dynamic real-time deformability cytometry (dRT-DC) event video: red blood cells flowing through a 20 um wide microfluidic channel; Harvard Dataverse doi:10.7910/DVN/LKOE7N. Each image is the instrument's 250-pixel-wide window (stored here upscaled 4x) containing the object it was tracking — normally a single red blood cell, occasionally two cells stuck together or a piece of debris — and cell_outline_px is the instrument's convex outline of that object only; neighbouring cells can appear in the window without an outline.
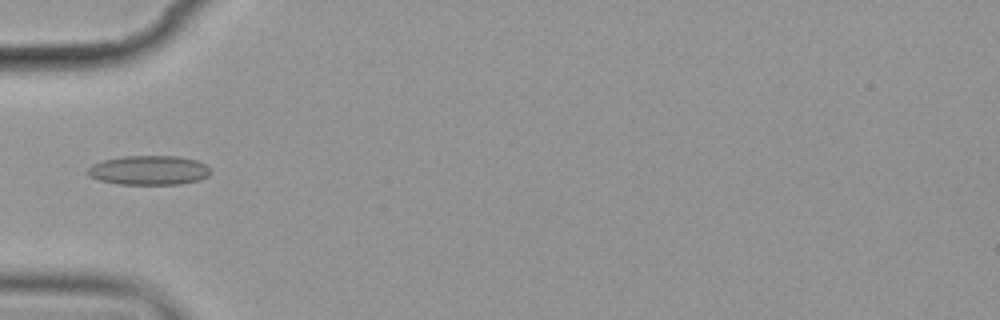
{"species": "common noctule bat (a hibernating species)", "species_latin": "Nyctalus noctula", "temperature_condition": "cold", "stored_images_in_passage": 8, "camera_frame_rate_fps": 3000, "um_per_image_px": 0.085, "animal": {"sex": "female", "body_mass_g": 19.9}, "frame": {"image": 1, "passage_image": 6, "time_ms": 6.667, "image_size_px": [1000, 320], "cell_outline_px": [[212, 172], [208, 176], [200, 180], [180, 184], [116, 184], [100, 180], [88, 176], [88, 168], [92, 164], [104, 160], [124, 156], [180, 156], [196, 160], [212, 168]], "centroid_in_image_um": [12.7, 14.47], "position_along_channel_um": 72.3, "area_um2": 21.15}}
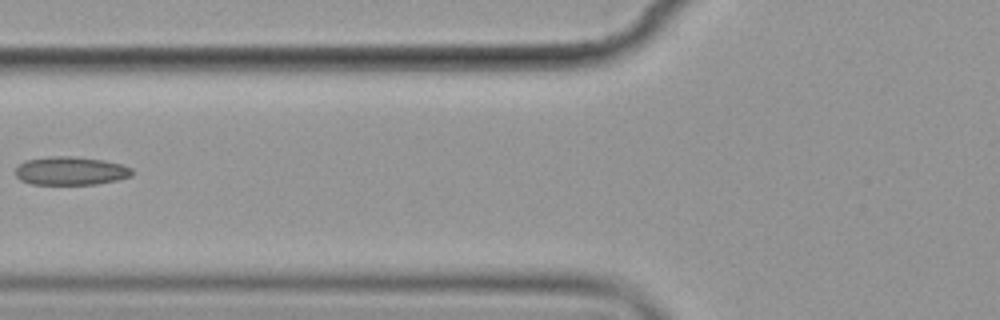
{"frame": {"image": 2, "passage_image": 7, "time_ms": 8.0, "image_size_px": [1000, 320], "cell_outline_px": [[132, 176], [116, 180], [96, 184], [32, 184], [20, 180], [16, 176], [16, 168], [20, 164], [28, 160], [48, 156], [72, 156], [104, 160], [120, 164], [132, 168]], "centroid_in_image_um": [6.01, 14.52], "position_along_channel_um": 119.8, "area_um2": 19.19}}
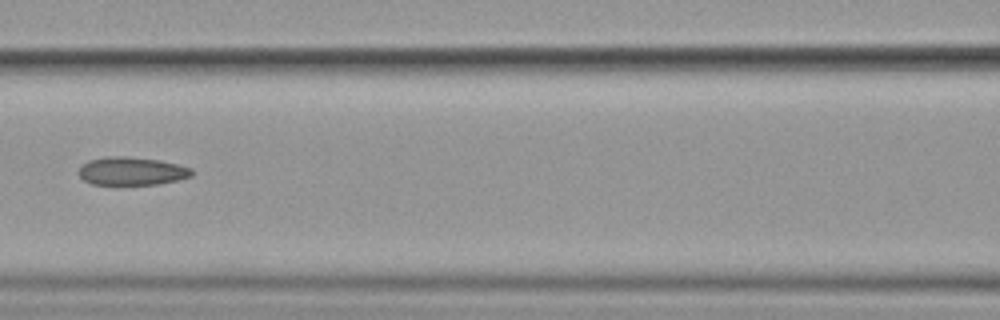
{"frame": {"image": 3, "passage_image": 8, "time_ms": 9.0, "image_size_px": [1000, 320], "cell_outline_px": [[192, 176], [176, 180], [156, 184], [92, 184], [84, 180], [76, 172], [80, 164], [88, 160], [108, 156], [124, 156], [160, 160], [192, 168]], "centroid_in_image_um": [11.13, 14.53], "position_along_channel_um": 155.5, "area_um2": 18.55}}